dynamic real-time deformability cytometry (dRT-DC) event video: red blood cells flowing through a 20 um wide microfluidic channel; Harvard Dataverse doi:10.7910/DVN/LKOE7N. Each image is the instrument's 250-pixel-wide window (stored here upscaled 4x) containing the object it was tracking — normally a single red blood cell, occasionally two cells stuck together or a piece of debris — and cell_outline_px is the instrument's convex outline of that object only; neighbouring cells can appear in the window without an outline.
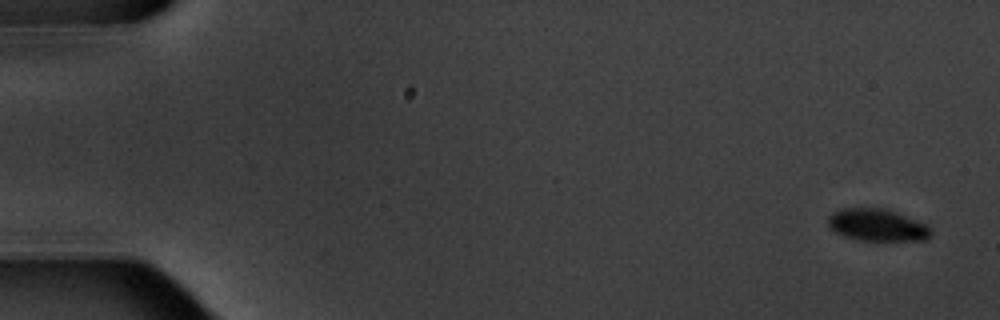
{"species": "common noctule bat (a hibernating species)", "species_latin": "Nyctalus noctula", "temperature_condition": "warm", "stored_images_in_passage": 6, "camera_frame_rate_fps": 3000, "um_per_image_px": 0.085, "animal": {"sex": "male", "body_mass_g": 20.1, "forearm_length_mm": 53.5}, "frame": {"image": 1, "passage_image": 1, "time_ms": 0.0, "image_size_px": [1000, 320], "cell_outline_px": [[932, 232], [928, 240], [856, 240], [844, 236], [828, 228], [828, 216], [832, 212], [840, 208], [884, 208], [896, 212], [928, 224]], "centroid_in_image_um": [74.55, 19.12], "position_along_channel_um": 10.4, "area_um2": 19.48}}
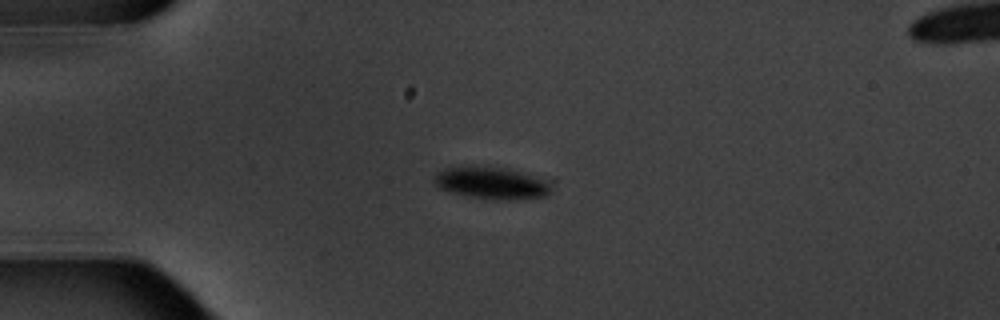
{"frame": {"image": 2, "passage_image": 4, "time_ms": 4.333, "image_size_px": [1000, 320], "cell_outline_px": [[552, 192], [548, 196], [516, 200], [496, 200], [468, 196], [452, 192], [440, 188], [436, 184], [436, 176], [440, 172], [448, 168], [508, 168], [548, 180], [552, 188]], "centroid_in_image_um": [41.93, 15.61], "position_along_channel_um": 43.1, "area_um2": 21.33}}